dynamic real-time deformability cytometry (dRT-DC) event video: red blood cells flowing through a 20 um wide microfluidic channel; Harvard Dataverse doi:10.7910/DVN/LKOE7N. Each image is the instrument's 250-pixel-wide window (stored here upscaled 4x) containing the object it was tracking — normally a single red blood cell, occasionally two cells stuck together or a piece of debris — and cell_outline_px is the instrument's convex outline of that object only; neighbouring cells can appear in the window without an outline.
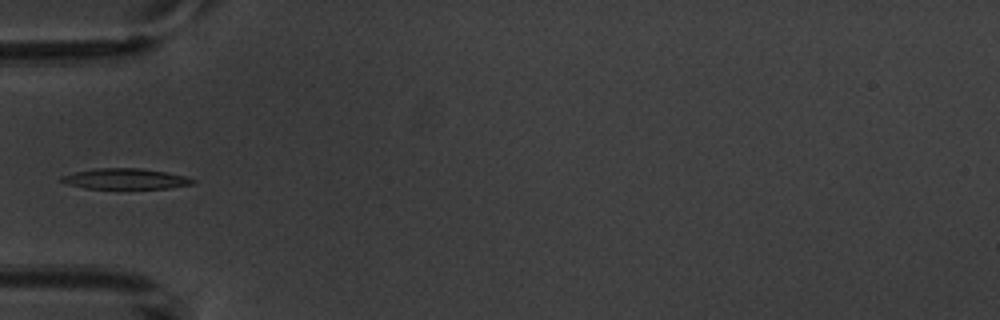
{"species": "common noctule bat (a hibernating species)", "species_latin": "Nyctalus noctula", "temperature_condition": "warm", "stored_images_in_passage": 7, "camera_frame_rate_fps": 3000, "um_per_image_px": 0.085, "animal": {"sex": "male", "body_mass_g": 20.1, "forearm_length_mm": 53.5}, "frame": {"image": 1, "passage_image": 7, "time_ms": 8.333, "image_size_px": [1000, 320], "cell_outline_px": [[196, 184], [168, 188], [84, 188], [68, 184], [60, 180], [60, 176], [76, 172], [96, 168], [140, 168], [168, 172], [184, 176], [196, 180]], "centroid_in_image_um": [10.7, 15.19], "position_along_channel_um": 74.3, "area_um2": 15.72}}